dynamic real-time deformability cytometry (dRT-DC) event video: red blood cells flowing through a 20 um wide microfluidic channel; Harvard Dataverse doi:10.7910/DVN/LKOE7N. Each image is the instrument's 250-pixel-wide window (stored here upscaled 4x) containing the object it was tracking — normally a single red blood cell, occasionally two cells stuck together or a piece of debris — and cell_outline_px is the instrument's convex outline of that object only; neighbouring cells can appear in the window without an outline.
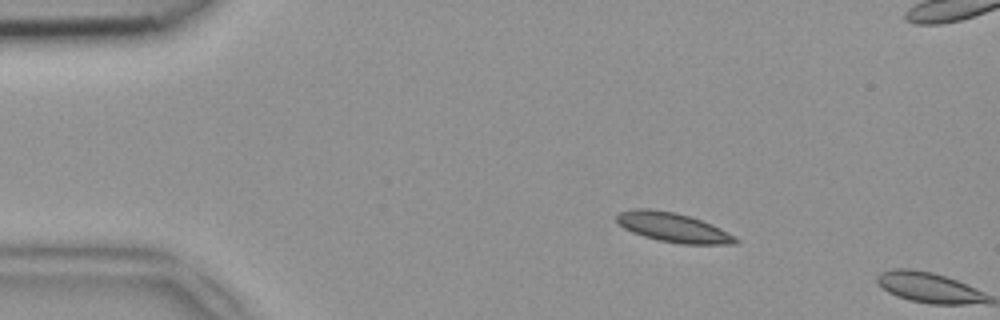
{"species": "common noctule bat (a hibernating species)", "species_latin": "Nyctalus noctula", "temperature_condition": "room temperature", "stored_images_in_passage": 3, "camera_frame_rate_fps": 3000, "um_per_image_px": 0.085, "animal": {"sex": "female", "body_mass_g": 18.4}, "frame": {"image": 1, "passage_image": 2, "time_ms": 0.333, "image_size_px": [1000, 320], "cell_outline_px": [[740, 240], [736, 244], [680, 244], [660, 240], [644, 236], [632, 232], [624, 228], [616, 220], [616, 216], [620, 212], [632, 208], [648, 208], [676, 212], [712, 224], [736, 236]], "centroid_in_image_um": [57.23, 19.32], "position_along_channel_um": 27.8, "area_um2": 20.35}}